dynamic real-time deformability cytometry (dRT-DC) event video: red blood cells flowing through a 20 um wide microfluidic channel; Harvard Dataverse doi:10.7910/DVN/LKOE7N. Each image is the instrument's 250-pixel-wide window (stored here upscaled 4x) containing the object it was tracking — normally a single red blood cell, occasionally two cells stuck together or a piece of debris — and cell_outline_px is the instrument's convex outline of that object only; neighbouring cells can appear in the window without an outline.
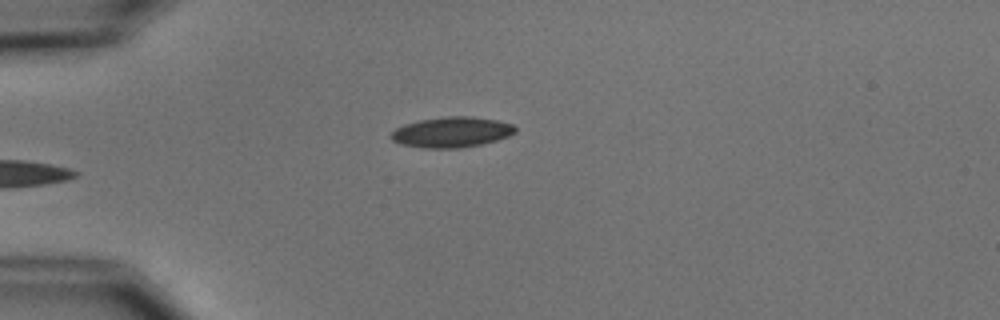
{"species": "common noctule bat (a hibernating species)", "species_latin": "Nyctalus noctula", "temperature_condition": "cold", "stored_images_in_passage": 6, "camera_frame_rate_fps": 3000, "um_per_image_px": 0.085, "animal": {"sex": "male", "body_mass_g": 15.6}, "frame": {"image": 1, "passage_image": 6, "time_ms": 6.333, "image_size_px": [1000, 320], "cell_outline_px": [[516, 132], [508, 136], [496, 140], [480, 144], [460, 148], [424, 148], [400, 144], [392, 140], [388, 136], [396, 128], [404, 124], [420, 120], [448, 116], [472, 116], [496, 120], [512, 124], [516, 128]], "centroid_in_image_um": [38.36, 11.23], "position_along_channel_um": 46.6, "area_um2": 22.02}}